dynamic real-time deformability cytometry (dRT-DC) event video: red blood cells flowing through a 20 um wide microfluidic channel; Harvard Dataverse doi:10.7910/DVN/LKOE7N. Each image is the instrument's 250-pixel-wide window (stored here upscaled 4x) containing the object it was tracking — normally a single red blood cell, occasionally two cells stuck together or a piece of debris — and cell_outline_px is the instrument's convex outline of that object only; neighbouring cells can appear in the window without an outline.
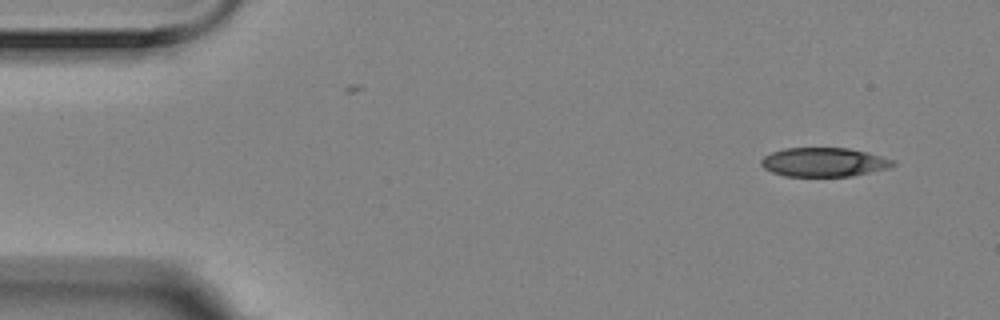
{"species": "Egyptian fruit bat (a non-hibernating species)", "species_latin": "Rousettus aegyptiacus", "temperature_condition": "room temperature", "stored_images_in_passage": 5, "camera_frame_rate_fps": 3000, "um_per_image_px": 0.085, "animal": {"sex": "female"}, "frame": {"image": 1, "passage_image": 1, "time_ms": 0.0, "image_size_px": [1000, 320], "cell_outline_px": [[896, 164], [892, 168], [852, 176], [784, 176], [772, 172], [764, 168], [760, 164], [760, 160], [764, 156], [772, 152], [784, 148], [848, 148], [868, 152], [892, 160]], "centroid_in_image_um": [70.04, 13.79], "position_along_channel_um": 15.0, "area_um2": 22.37}}
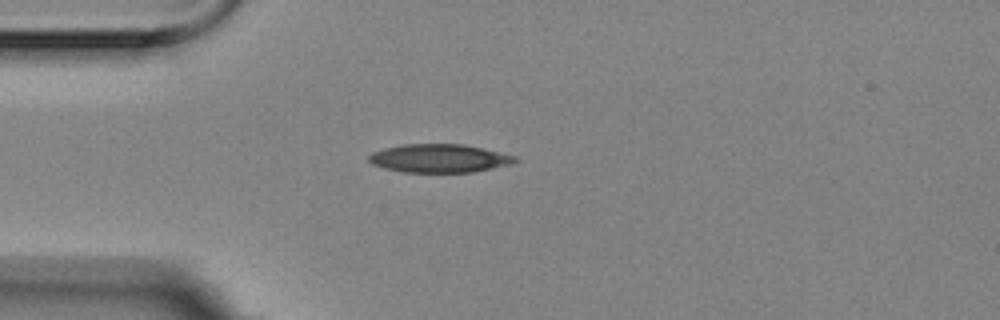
{"frame": {"image": 2, "passage_image": 4, "time_ms": 1.0, "image_size_px": [1000, 320], "cell_outline_px": [[520, 160], [512, 164], [472, 172], [404, 172], [384, 168], [372, 164], [368, 160], [368, 156], [372, 152], [384, 148], [404, 144], [464, 144], [500, 152], [516, 156]], "centroid_in_image_um": [37.35, 13.45], "position_along_channel_um": 47.7, "area_um2": 24.22}}